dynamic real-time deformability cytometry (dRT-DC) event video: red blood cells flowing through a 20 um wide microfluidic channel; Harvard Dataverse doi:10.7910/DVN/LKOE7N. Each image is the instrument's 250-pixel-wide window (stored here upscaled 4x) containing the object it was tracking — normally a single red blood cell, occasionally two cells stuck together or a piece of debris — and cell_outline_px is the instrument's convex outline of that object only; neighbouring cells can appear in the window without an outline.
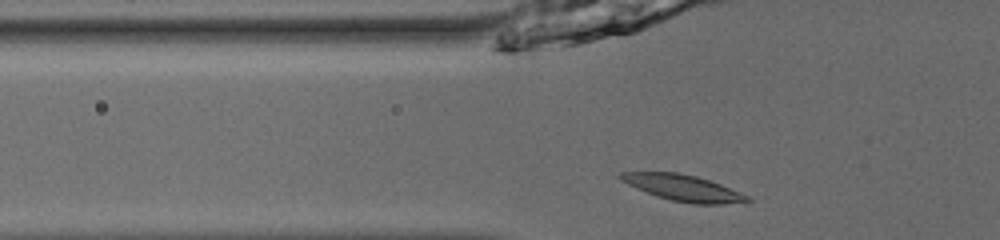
{"species": "common noctule bat (a hibernating species)", "species_latin": "Nyctalus noctula", "temperature_condition": "room temperature", "stored_images_in_passage": 43, "camera_frame_rate_fps": 3000, "um_per_image_px": 0.085, "animal": {"sex": "male", "body_mass_g": 13.0, "forearm_length_mm": 53.1}, "frame": {"image": 1, "passage_image": 9, "time_ms": 2.667, "image_size_px": [1000, 240], "cell_outline_px": [[752, 200], [720, 204], [692, 204], [672, 200], [656, 196], [636, 188], [620, 180], [616, 176], [620, 172], [676, 172], [696, 176], [720, 184], [740, 192], [748, 196]], "centroid_in_image_um": [58.0, 15.96], "position_along_channel_um": 67.8, "area_um2": 19.13}}
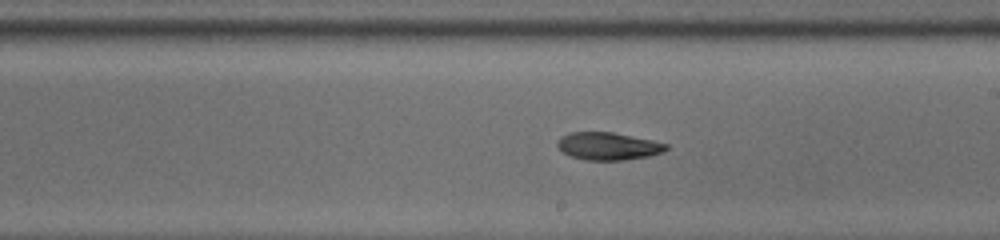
{"frame": {"image": 2, "passage_image": 22, "time_ms": 7.0, "image_size_px": [1000, 240], "cell_outline_px": [[668, 148], [664, 152], [648, 156], [624, 160], [588, 160], [572, 156], [564, 152], [556, 144], [560, 136], [568, 132], [612, 132], [652, 140], [668, 144]], "centroid_in_image_um": [51.7, 12.41], "position_along_channel_um": 237.3, "area_um2": 17.4}}
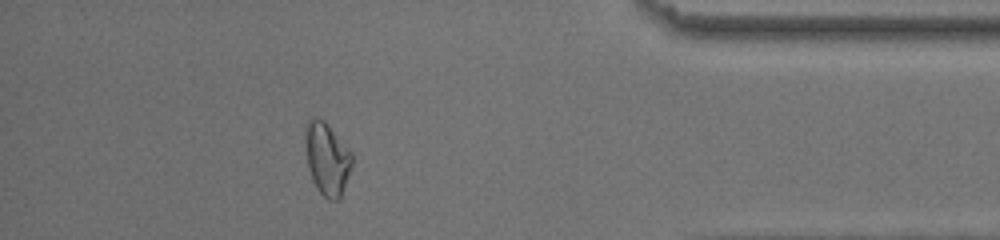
{"frame": {"image": 3, "passage_image": 37, "time_ms": 12.0, "image_size_px": [1000, 240], "cell_outline_px": [[352, 164], [340, 200], [328, 200], [316, 188], [312, 180], [308, 168], [304, 140], [304, 128], [308, 120], [312, 116], [324, 120], [328, 124], [352, 152]], "centroid_in_image_um": [27.77, 13.47], "position_along_channel_um": 407.4, "area_um2": 20.06}}